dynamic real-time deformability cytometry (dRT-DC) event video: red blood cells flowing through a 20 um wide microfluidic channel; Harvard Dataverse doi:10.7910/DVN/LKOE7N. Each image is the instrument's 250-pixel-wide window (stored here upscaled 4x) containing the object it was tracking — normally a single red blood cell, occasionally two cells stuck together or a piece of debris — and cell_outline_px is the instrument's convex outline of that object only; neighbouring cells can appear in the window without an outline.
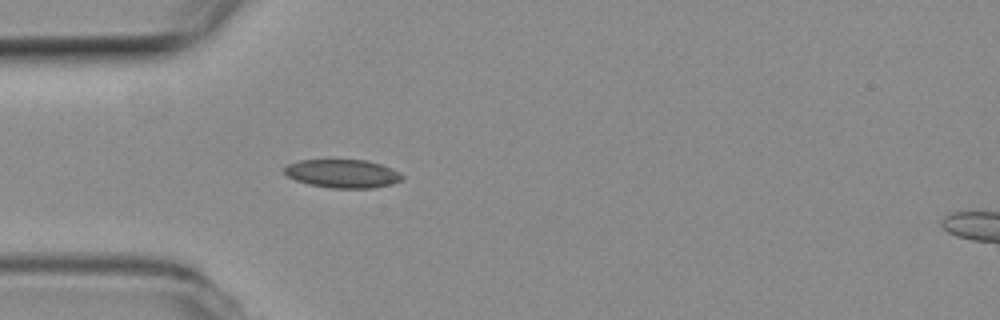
{"species": "common noctule bat (a hibernating species)", "species_latin": "Nyctalus noctula", "temperature_condition": "room temperature", "stored_images_in_passage": 51, "camera_frame_rate_fps": 3000, "um_per_image_px": 0.085, "animal": {"sex": "female", "body_mass_g": 19.3, "forearm_length_mm": 54.1}, "frame": {"image": 1, "passage_image": 14, "time_ms": 4.333, "image_size_px": [1000, 320], "cell_outline_px": [[404, 176], [400, 180], [392, 184], [372, 188], [332, 188], [308, 184], [296, 180], [288, 176], [284, 172], [284, 168], [288, 164], [300, 160], [364, 160], [380, 164], [392, 168], [400, 172]], "centroid_in_image_um": [29.13, 14.76], "position_along_channel_um": 55.9, "area_um2": 19.42}}
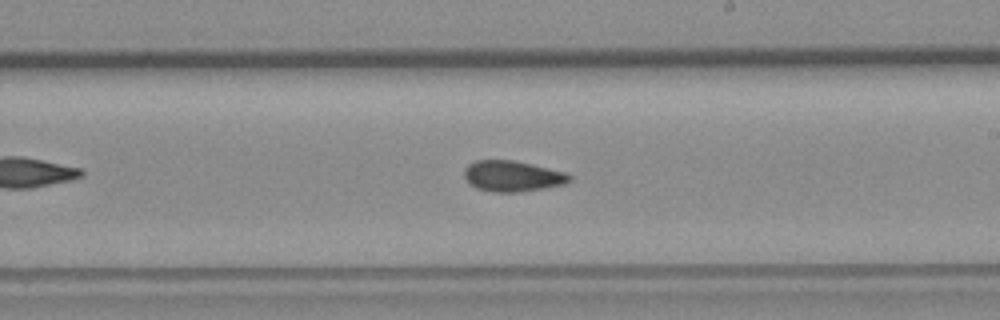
{"frame": {"image": 2, "passage_image": 29, "time_ms": 9.333, "image_size_px": [1000, 320], "cell_outline_px": [[572, 180], [564, 184], [544, 188], [520, 192], [492, 192], [476, 188], [464, 176], [464, 168], [468, 164], [476, 160], [512, 160], [568, 172], [572, 176]], "centroid_in_image_um": [43.59, 14.97], "position_along_channel_um": 245.4, "area_um2": 18.96}}
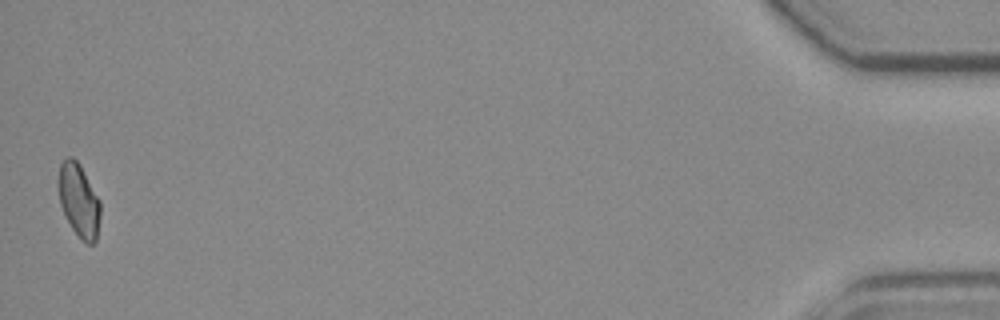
{"frame": {"image": 3, "passage_image": 51, "time_ms": 16.667, "image_size_px": [1000, 320], "cell_outline_px": [[100, 216], [96, 240], [92, 244], [88, 244], [72, 228], [60, 204], [56, 184], [56, 180], [60, 164], [68, 156], [72, 156], [80, 164], [100, 200]], "centroid_in_image_um": [6.68, 16.96], "position_along_channel_um": 428.5, "area_um2": 17.98}, "authors_computed_cell_mechanics": {"area_um2": 18.9006, "velocity_mm_per_s": 3.873, "shape_relaxation_time_tau1_ms": null, "shape_relaxation_time_tau2_ms": 3.0865, "deformation_change_tau1": null, "deformation_change_tau2": 0.0643}}